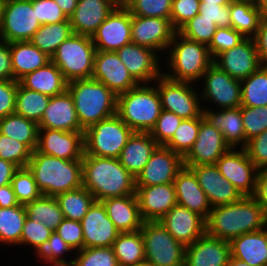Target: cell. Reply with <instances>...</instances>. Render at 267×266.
<instances>
[{"mask_svg": "<svg viewBox=\"0 0 267 266\" xmlns=\"http://www.w3.org/2000/svg\"><path fill=\"white\" fill-rule=\"evenodd\" d=\"M206 223V233L218 239L231 241L240 235L267 227V216L253 196L213 207Z\"/></svg>", "mask_w": 267, "mask_h": 266, "instance_id": "1", "label": "cell"}, {"mask_svg": "<svg viewBox=\"0 0 267 266\" xmlns=\"http://www.w3.org/2000/svg\"><path fill=\"white\" fill-rule=\"evenodd\" d=\"M83 186L96 201L136 195L135 178L117 158L84 154L82 158Z\"/></svg>", "mask_w": 267, "mask_h": 266, "instance_id": "2", "label": "cell"}, {"mask_svg": "<svg viewBox=\"0 0 267 266\" xmlns=\"http://www.w3.org/2000/svg\"><path fill=\"white\" fill-rule=\"evenodd\" d=\"M27 167L42 195L55 197L83 186L82 160H65L35 150Z\"/></svg>", "mask_w": 267, "mask_h": 266, "instance_id": "3", "label": "cell"}, {"mask_svg": "<svg viewBox=\"0 0 267 266\" xmlns=\"http://www.w3.org/2000/svg\"><path fill=\"white\" fill-rule=\"evenodd\" d=\"M76 114L85 130L117 114V96L100 81L90 79L74 80L68 83Z\"/></svg>", "mask_w": 267, "mask_h": 266, "instance_id": "4", "label": "cell"}, {"mask_svg": "<svg viewBox=\"0 0 267 266\" xmlns=\"http://www.w3.org/2000/svg\"><path fill=\"white\" fill-rule=\"evenodd\" d=\"M168 53L165 64L172 72L162 74L174 81L196 83L213 64L207 45L189 40L178 32L174 34L169 44Z\"/></svg>", "mask_w": 267, "mask_h": 266, "instance_id": "5", "label": "cell"}, {"mask_svg": "<svg viewBox=\"0 0 267 266\" xmlns=\"http://www.w3.org/2000/svg\"><path fill=\"white\" fill-rule=\"evenodd\" d=\"M161 111V101L155 84H138L117 96V115L134 132H151Z\"/></svg>", "mask_w": 267, "mask_h": 266, "instance_id": "6", "label": "cell"}, {"mask_svg": "<svg viewBox=\"0 0 267 266\" xmlns=\"http://www.w3.org/2000/svg\"><path fill=\"white\" fill-rule=\"evenodd\" d=\"M96 51L91 36L73 33L58 46L51 61L60 69L68 83L90 79Z\"/></svg>", "mask_w": 267, "mask_h": 266, "instance_id": "7", "label": "cell"}, {"mask_svg": "<svg viewBox=\"0 0 267 266\" xmlns=\"http://www.w3.org/2000/svg\"><path fill=\"white\" fill-rule=\"evenodd\" d=\"M134 131L115 114L84 130V154L119 158Z\"/></svg>", "mask_w": 267, "mask_h": 266, "instance_id": "8", "label": "cell"}, {"mask_svg": "<svg viewBox=\"0 0 267 266\" xmlns=\"http://www.w3.org/2000/svg\"><path fill=\"white\" fill-rule=\"evenodd\" d=\"M142 237L145 262L151 266H184L185 246L178 242L160 223L143 222Z\"/></svg>", "mask_w": 267, "mask_h": 266, "instance_id": "9", "label": "cell"}, {"mask_svg": "<svg viewBox=\"0 0 267 266\" xmlns=\"http://www.w3.org/2000/svg\"><path fill=\"white\" fill-rule=\"evenodd\" d=\"M153 83L157 84L156 87L163 110L173 112L182 119H191L203 115V107L200 105L201 97L195 91L193 83L174 81L164 74Z\"/></svg>", "mask_w": 267, "mask_h": 266, "instance_id": "10", "label": "cell"}, {"mask_svg": "<svg viewBox=\"0 0 267 266\" xmlns=\"http://www.w3.org/2000/svg\"><path fill=\"white\" fill-rule=\"evenodd\" d=\"M32 0H9L5 2L0 25V39L8 43L29 41L40 28Z\"/></svg>", "mask_w": 267, "mask_h": 266, "instance_id": "11", "label": "cell"}, {"mask_svg": "<svg viewBox=\"0 0 267 266\" xmlns=\"http://www.w3.org/2000/svg\"><path fill=\"white\" fill-rule=\"evenodd\" d=\"M215 166L242 196L254 195L258 169L245 149L230 148L215 163Z\"/></svg>", "mask_w": 267, "mask_h": 266, "instance_id": "12", "label": "cell"}, {"mask_svg": "<svg viewBox=\"0 0 267 266\" xmlns=\"http://www.w3.org/2000/svg\"><path fill=\"white\" fill-rule=\"evenodd\" d=\"M201 101H212L217 109L241 106V82L232 78L214 63L203 74ZM220 107V108H219Z\"/></svg>", "mask_w": 267, "mask_h": 266, "instance_id": "13", "label": "cell"}, {"mask_svg": "<svg viewBox=\"0 0 267 266\" xmlns=\"http://www.w3.org/2000/svg\"><path fill=\"white\" fill-rule=\"evenodd\" d=\"M97 51H117L131 40V12L117 5L92 35Z\"/></svg>", "mask_w": 267, "mask_h": 266, "instance_id": "14", "label": "cell"}, {"mask_svg": "<svg viewBox=\"0 0 267 266\" xmlns=\"http://www.w3.org/2000/svg\"><path fill=\"white\" fill-rule=\"evenodd\" d=\"M184 167L183 158L166 146L158 145L148 163L135 178L136 187L173 183Z\"/></svg>", "mask_w": 267, "mask_h": 266, "instance_id": "15", "label": "cell"}, {"mask_svg": "<svg viewBox=\"0 0 267 266\" xmlns=\"http://www.w3.org/2000/svg\"><path fill=\"white\" fill-rule=\"evenodd\" d=\"M176 32L170 19L131 15L132 42L155 52L168 51L169 44Z\"/></svg>", "mask_w": 267, "mask_h": 266, "instance_id": "16", "label": "cell"}, {"mask_svg": "<svg viewBox=\"0 0 267 266\" xmlns=\"http://www.w3.org/2000/svg\"><path fill=\"white\" fill-rule=\"evenodd\" d=\"M128 72L138 84H153L163 71L157 53L133 42L116 51ZM161 68V69H160Z\"/></svg>", "mask_w": 267, "mask_h": 266, "instance_id": "17", "label": "cell"}, {"mask_svg": "<svg viewBox=\"0 0 267 266\" xmlns=\"http://www.w3.org/2000/svg\"><path fill=\"white\" fill-rule=\"evenodd\" d=\"M92 79L106 85L116 96L138 85L115 51H96Z\"/></svg>", "mask_w": 267, "mask_h": 266, "instance_id": "18", "label": "cell"}, {"mask_svg": "<svg viewBox=\"0 0 267 266\" xmlns=\"http://www.w3.org/2000/svg\"><path fill=\"white\" fill-rule=\"evenodd\" d=\"M213 63L240 81L262 66L253 38H245L237 46L220 53Z\"/></svg>", "mask_w": 267, "mask_h": 266, "instance_id": "19", "label": "cell"}, {"mask_svg": "<svg viewBox=\"0 0 267 266\" xmlns=\"http://www.w3.org/2000/svg\"><path fill=\"white\" fill-rule=\"evenodd\" d=\"M229 149L223 134L204 118L196 141L183 158V164L184 166L214 165Z\"/></svg>", "mask_w": 267, "mask_h": 266, "instance_id": "20", "label": "cell"}, {"mask_svg": "<svg viewBox=\"0 0 267 266\" xmlns=\"http://www.w3.org/2000/svg\"><path fill=\"white\" fill-rule=\"evenodd\" d=\"M36 150L42 154L65 160H82L84 132L39 129Z\"/></svg>", "mask_w": 267, "mask_h": 266, "instance_id": "21", "label": "cell"}, {"mask_svg": "<svg viewBox=\"0 0 267 266\" xmlns=\"http://www.w3.org/2000/svg\"><path fill=\"white\" fill-rule=\"evenodd\" d=\"M83 231L84 248L112 247L120 231L107 216L102 202L95 201L80 221Z\"/></svg>", "mask_w": 267, "mask_h": 266, "instance_id": "22", "label": "cell"}, {"mask_svg": "<svg viewBox=\"0 0 267 266\" xmlns=\"http://www.w3.org/2000/svg\"><path fill=\"white\" fill-rule=\"evenodd\" d=\"M185 167L190 168L197 176L212 208L236 202L243 197L233 184L222 176L215 164Z\"/></svg>", "mask_w": 267, "mask_h": 266, "instance_id": "23", "label": "cell"}, {"mask_svg": "<svg viewBox=\"0 0 267 266\" xmlns=\"http://www.w3.org/2000/svg\"><path fill=\"white\" fill-rule=\"evenodd\" d=\"M159 221L185 247L194 243L206 232L205 220L197 213L178 204Z\"/></svg>", "mask_w": 267, "mask_h": 266, "instance_id": "24", "label": "cell"}, {"mask_svg": "<svg viewBox=\"0 0 267 266\" xmlns=\"http://www.w3.org/2000/svg\"><path fill=\"white\" fill-rule=\"evenodd\" d=\"M230 257V241L215 238L205 232L185 247L184 266H227Z\"/></svg>", "mask_w": 267, "mask_h": 266, "instance_id": "25", "label": "cell"}, {"mask_svg": "<svg viewBox=\"0 0 267 266\" xmlns=\"http://www.w3.org/2000/svg\"><path fill=\"white\" fill-rule=\"evenodd\" d=\"M143 221H159L177 204L173 183L136 187Z\"/></svg>", "mask_w": 267, "mask_h": 266, "instance_id": "26", "label": "cell"}, {"mask_svg": "<svg viewBox=\"0 0 267 266\" xmlns=\"http://www.w3.org/2000/svg\"><path fill=\"white\" fill-rule=\"evenodd\" d=\"M38 127L39 129L84 132L77 118L73 98L68 90L50 97L49 104L44 110Z\"/></svg>", "mask_w": 267, "mask_h": 266, "instance_id": "27", "label": "cell"}, {"mask_svg": "<svg viewBox=\"0 0 267 266\" xmlns=\"http://www.w3.org/2000/svg\"><path fill=\"white\" fill-rule=\"evenodd\" d=\"M118 5V0H78L69 17L74 34L91 36Z\"/></svg>", "mask_w": 267, "mask_h": 266, "instance_id": "28", "label": "cell"}, {"mask_svg": "<svg viewBox=\"0 0 267 266\" xmlns=\"http://www.w3.org/2000/svg\"><path fill=\"white\" fill-rule=\"evenodd\" d=\"M173 184L177 204L197 213L206 221L212 207L194 172L184 166L177 173Z\"/></svg>", "mask_w": 267, "mask_h": 266, "instance_id": "29", "label": "cell"}, {"mask_svg": "<svg viewBox=\"0 0 267 266\" xmlns=\"http://www.w3.org/2000/svg\"><path fill=\"white\" fill-rule=\"evenodd\" d=\"M203 108L204 118L223 134L226 144L232 148L245 149L248 141L242 122L241 106L235 108L217 109ZM217 111V112H216ZM241 143V144H240Z\"/></svg>", "mask_w": 267, "mask_h": 266, "instance_id": "30", "label": "cell"}, {"mask_svg": "<svg viewBox=\"0 0 267 266\" xmlns=\"http://www.w3.org/2000/svg\"><path fill=\"white\" fill-rule=\"evenodd\" d=\"M101 202L106 208L107 216L120 233L136 232L142 228L144 221L136 195L108 198Z\"/></svg>", "mask_w": 267, "mask_h": 266, "instance_id": "31", "label": "cell"}, {"mask_svg": "<svg viewBox=\"0 0 267 266\" xmlns=\"http://www.w3.org/2000/svg\"><path fill=\"white\" fill-rule=\"evenodd\" d=\"M157 146L150 132H133L118 159L121 165L136 178Z\"/></svg>", "mask_w": 267, "mask_h": 266, "instance_id": "32", "label": "cell"}, {"mask_svg": "<svg viewBox=\"0 0 267 266\" xmlns=\"http://www.w3.org/2000/svg\"><path fill=\"white\" fill-rule=\"evenodd\" d=\"M231 256L251 266H267V227L230 241Z\"/></svg>", "mask_w": 267, "mask_h": 266, "instance_id": "33", "label": "cell"}, {"mask_svg": "<svg viewBox=\"0 0 267 266\" xmlns=\"http://www.w3.org/2000/svg\"><path fill=\"white\" fill-rule=\"evenodd\" d=\"M26 89L53 97L67 90L68 82L62 75L60 69L52 62L44 67L26 74L19 80Z\"/></svg>", "mask_w": 267, "mask_h": 266, "instance_id": "34", "label": "cell"}, {"mask_svg": "<svg viewBox=\"0 0 267 266\" xmlns=\"http://www.w3.org/2000/svg\"><path fill=\"white\" fill-rule=\"evenodd\" d=\"M13 80L19 81L26 74L44 67L51 58L41 52L30 41L10 43Z\"/></svg>", "mask_w": 267, "mask_h": 266, "instance_id": "35", "label": "cell"}, {"mask_svg": "<svg viewBox=\"0 0 267 266\" xmlns=\"http://www.w3.org/2000/svg\"><path fill=\"white\" fill-rule=\"evenodd\" d=\"M231 27L245 38H254L258 31L261 14L255 0H233L230 3Z\"/></svg>", "mask_w": 267, "mask_h": 266, "instance_id": "36", "label": "cell"}, {"mask_svg": "<svg viewBox=\"0 0 267 266\" xmlns=\"http://www.w3.org/2000/svg\"><path fill=\"white\" fill-rule=\"evenodd\" d=\"M119 266H135L145 262L141 230L120 233L112 246Z\"/></svg>", "mask_w": 267, "mask_h": 266, "instance_id": "37", "label": "cell"}, {"mask_svg": "<svg viewBox=\"0 0 267 266\" xmlns=\"http://www.w3.org/2000/svg\"><path fill=\"white\" fill-rule=\"evenodd\" d=\"M38 132L39 127L36 122L16 113L0 119V133L25 144L32 152L37 147Z\"/></svg>", "mask_w": 267, "mask_h": 266, "instance_id": "38", "label": "cell"}, {"mask_svg": "<svg viewBox=\"0 0 267 266\" xmlns=\"http://www.w3.org/2000/svg\"><path fill=\"white\" fill-rule=\"evenodd\" d=\"M72 34L73 30L68 19L59 23L41 25L29 41L51 58L58 46Z\"/></svg>", "mask_w": 267, "mask_h": 266, "instance_id": "39", "label": "cell"}, {"mask_svg": "<svg viewBox=\"0 0 267 266\" xmlns=\"http://www.w3.org/2000/svg\"><path fill=\"white\" fill-rule=\"evenodd\" d=\"M24 206L28 218L41 222L52 231H56L64 219L63 212L54 196L41 195Z\"/></svg>", "mask_w": 267, "mask_h": 266, "instance_id": "40", "label": "cell"}, {"mask_svg": "<svg viewBox=\"0 0 267 266\" xmlns=\"http://www.w3.org/2000/svg\"><path fill=\"white\" fill-rule=\"evenodd\" d=\"M55 198L63 212L64 218L75 221H81L96 201L94 196L84 186L60 193Z\"/></svg>", "mask_w": 267, "mask_h": 266, "instance_id": "41", "label": "cell"}, {"mask_svg": "<svg viewBox=\"0 0 267 266\" xmlns=\"http://www.w3.org/2000/svg\"><path fill=\"white\" fill-rule=\"evenodd\" d=\"M50 96L24 88L18 81L15 113L39 124Z\"/></svg>", "mask_w": 267, "mask_h": 266, "instance_id": "42", "label": "cell"}, {"mask_svg": "<svg viewBox=\"0 0 267 266\" xmlns=\"http://www.w3.org/2000/svg\"><path fill=\"white\" fill-rule=\"evenodd\" d=\"M26 217V209L22 204L0 208L1 244L19 245Z\"/></svg>", "mask_w": 267, "mask_h": 266, "instance_id": "43", "label": "cell"}, {"mask_svg": "<svg viewBox=\"0 0 267 266\" xmlns=\"http://www.w3.org/2000/svg\"><path fill=\"white\" fill-rule=\"evenodd\" d=\"M241 82V106H267V68L261 66Z\"/></svg>", "mask_w": 267, "mask_h": 266, "instance_id": "44", "label": "cell"}, {"mask_svg": "<svg viewBox=\"0 0 267 266\" xmlns=\"http://www.w3.org/2000/svg\"><path fill=\"white\" fill-rule=\"evenodd\" d=\"M203 119V115L191 119H182L172 139L165 146L184 158L197 139L200 124Z\"/></svg>", "mask_w": 267, "mask_h": 266, "instance_id": "45", "label": "cell"}, {"mask_svg": "<svg viewBox=\"0 0 267 266\" xmlns=\"http://www.w3.org/2000/svg\"><path fill=\"white\" fill-rule=\"evenodd\" d=\"M11 185L18 202L22 205L33 202L42 195L28 167L18 168L15 171Z\"/></svg>", "mask_w": 267, "mask_h": 266, "instance_id": "46", "label": "cell"}, {"mask_svg": "<svg viewBox=\"0 0 267 266\" xmlns=\"http://www.w3.org/2000/svg\"><path fill=\"white\" fill-rule=\"evenodd\" d=\"M217 30V25L212 20L201 18L200 14L195 15L185 23L177 32L185 38L209 45L213 35Z\"/></svg>", "mask_w": 267, "mask_h": 266, "instance_id": "47", "label": "cell"}, {"mask_svg": "<svg viewBox=\"0 0 267 266\" xmlns=\"http://www.w3.org/2000/svg\"><path fill=\"white\" fill-rule=\"evenodd\" d=\"M76 266H119L112 247H90L73 251Z\"/></svg>", "mask_w": 267, "mask_h": 266, "instance_id": "48", "label": "cell"}, {"mask_svg": "<svg viewBox=\"0 0 267 266\" xmlns=\"http://www.w3.org/2000/svg\"><path fill=\"white\" fill-rule=\"evenodd\" d=\"M32 151L23 143L0 133V158L15 164L18 168L27 167Z\"/></svg>", "mask_w": 267, "mask_h": 266, "instance_id": "49", "label": "cell"}, {"mask_svg": "<svg viewBox=\"0 0 267 266\" xmlns=\"http://www.w3.org/2000/svg\"><path fill=\"white\" fill-rule=\"evenodd\" d=\"M126 7L134 16L170 19L172 0H132Z\"/></svg>", "mask_w": 267, "mask_h": 266, "instance_id": "50", "label": "cell"}, {"mask_svg": "<svg viewBox=\"0 0 267 266\" xmlns=\"http://www.w3.org/2000/svg\"><path fill=\"white\" fill-rule=\"evenodd\" d=\"M241 114L247 141L267 130V106H241Z\"/></svg>", "mask_w": 267, "mask_h": 266, "instance_id": "51", "label": "cell"}, {"mask_svg": "<svg viewBox=\"0 0 267 266\" xmlns=\"http://www.w3.org/2000/svg\"><path fill=\"white\" fill-rule=\"evenodd\" d=\"M181 121L182 118L178 115L162 109L150 134L158 145L165 146L172 139Z\"/></svg>", "mask_w": 267, "mask_h": 266, "instance_id": "52", "label": "cell"}, {"mask_svg": "<svg viewBox=\"0 0 267 266\" xmlns=\"http://www.w3.org/2000/svg\"><path fill=\"white\" fill-rule=\"evenodd\" d=\"M72 251L73 249L58 235L56 231H53L50 238L34 250L35 255H37L36 257H39L38 259L43 262L65 260L63 256Z\"/></svg>", "mask_w": 267, "mask_h": 266, "instance_id": "53", "label": "cell"}, {"mask_svg": "<svg viewBox=\"0 0 267 266\" xmlns=\"http://www.w3.org/2000/svg\"><path fill=\"white\" fill-rule=\"evenodd\" d=\"M245 37L234 28H217L208 45L213 60L222 52L237 46Z\"/></svg>", "mask_w": 267, "mask_h": 266, "instance_id": "54", "label": "cell"}, {"mask_svg": "<svg viewBox=\"0 0 267 266\" xmlns=\"http://www.w3.org/2000/svg\"><path fill=\"white\" fill-rule=\"evenodd\" d=\"M200 3V0H172L170 21L176 31L199 14Z\"/></svg>", "mask_w": 267, "mask_h": 266, "instance_id": "55", "label": "cell"}, {"mask_svg": "<svg viewBox=\"0 0 267 266\" xmlns=\"http://www.w3.org/2000/svg\"><path fill=\"white\" fill-rule=\"evenodd\" d=\"M53 231L47 228L41 222H35L32 219L26 217L24 226L22 229L20 245H29L37 249L42 243L50 238Z\"/></svg>", "mask_w": 267, "mask_h": 266, "instance_id": "56", "label": "cell"}, {"mask_svg": "<svg viewBox=\"0 0 267 266\" xmlns=\"http://www.w3.org/2000/svg\"><path fill=\"white\" fill-rule=\"evenodd\" d=\"M32 6L41 25L59 23L69 19L54 0H32Z\"/></svg>", "mask_w": 267, "mask_h": 266, "instance_id": "57", "label": "cell"}, {"mask_svg": "<svg viewBox=\"0 0 267 266\" xmlns=\"http://www.w3.org/2000/svg\"><path fill=\"white\" fill-rule=\"evenodd\" d=\"M58 235L76 251L84 248L83 231L80 221L64 218L56 229Z\"/></svg>", "mask_w": 267, "mask_h": 266, "instance_id": "58", "label": "cell"}, {"mask_svg": "<svg viewBox=\"0 0 267 266\" xmlns=\"http://www.w3.org/2000/svg\"><path fill=\"white\" fill-rule=\"evenodd\" d=\"M199 14L201 18L212 20L217 28H230V4H207L200 3Z\"/></svg>", "mask_w": 267, "mask_h": 266, "instance_id": "59", "label": "cell"}, {"mask_svg": "<svg viewBox=\"0 0 267 266\" xmlns=\"http://www.w3.org/2000/svg\"><path fill=\"white\" fill-rule=\"evenodd\" d=\"M245 150L258 170L267 168V130L251 138Z\"/></svg>", "mask_w": 267, "mask_h": 266, "instance_id": "60", "label": "cell"}, {"mask_svg": "<svg viewBox=\"0 0 267 266\" xmlns=\"http://www.w3.org/2000/svg\"><path fill=\"white\" fill-rule=\"evenodd\" d=\"M18 81L0 80V119L15 113Z\"/></svg>", "mask_w": 267, "mask_h": 266, "instance_id": "61", "label": "cell"}, {"mask_svg": "<svg viewBox=\"0 0 267 266\" xmlns=\"http://www.w3.org/2000/svg\"><path fill=\"white\" fill-rule=\"evenodd\" d=\"M0 80H13L10 43L0 39Z\"/></svg>", "mask_w": 267, "mask_h": 266, "instance_id": "62", "label": "cell"}, {"mask_svg": "<svg viewBox=\"0 0 267 266\" xmlns=\"http://www.w3.org/2000/svg\"><path fill=\"white\" fill-rule=\"evenodd\" d=\"M263 67L267 68V19L262 18L256 36L253 38Z\"/></svg>", "mask_w": 267, "mask_h": 266, "instance_id": "63", "label": "cell"}, {"mask_svg": "<svg viewBox=\"0 0 267 266\" xmlns=\"http://www.w3.org/2000/svg\"><path fill=\"white\" fill-rule=\"evenodd\" d=\"M253 197L260 204L267 216V168L258 170L256 178V190Z\"/></svg>", "mask_w": 267, "mask_h": 266, "instance_id": "64", "label": "cell"}, {"mask_svg": "<svg viewBox=\"0 0 267 266\" xmlns=\"http://www.w3.org/2000/svg\"><path fill=\"white\" fill-rule=\"evenodd\" d=\"M18 167L10 161L0 158V187L11 184L12 177Z\"/></svg>", "mask_w": 267, "mask_h": 266, "instance_id": "65", "label": "cell"}, {"mask_svg": "<svg viewBox=\"0 0 267 266\" xmlns=\"http://www.w3.org/2000/svg\"><path fill=\"white\" fill-rule=\"evenodd\" d=\"M20 205L13 191L12 185L0 187V208Z\"/></svg>", "mask_w": 267, "mask_h": 266, "instance_id": "66", "label": "cell"}, {"mask_svg": "<svg viewBox=\"0 0 267 266\" xmlns=\"http://www.w3.org/2000/svg\"><path fill=\"white\" fill-rule=\"evenodd\" d=\"M61 10L64 12V14L69 18L76 9V6L78 4V0H54Z\"/></svg>", "mask_w": 267, "mask_h": 266, "instance_id": "67", "label": "cell"}, {"mask_svg": "<svg viewBox=\"0 0 267 266\" xmlns=\"http://www.w3.org/2000/svg\"><path fill=\"white\" fill-rule=\"evenodd\" d=\"M45 264H50V266H76L75 259H71L70 261L65 260H53V261H44ZM52 263V264H51Z\"/></svg>", "mask_w": 267, "mask_h": 266, "instance_id": "68", "label": "cell"}, {"mask_svg": "<svg viewBox=\"0 0 267 266\" xmlns=\"http://www.w3.org/2000/svg\"><path fill=\"white\" fill-rule=\"evenodd\" d=\"M262 18L267 19V0H256Z\"/></svg>", "mask_w": 267, "mask_h": 266, "instance_id": "69", "label": "cell"}, {"mask_svg": "<svg viewBox=\"0 0 267 266\" xmlns=\"http://www.w3.org/2000/svg\"><path fill=\"white\" fill-rule=\"evenodd\" d=\"M227 266H251V265H249L246 262L241 261V260L236 259V258H234V257L231 256L229 258V261H228Z\"/></svg>", "mask_w": 267, "mask_h": 266, "instance_id": "70", "label": "cell"}, {"mask_svg": "<svg viewBox=\"0 0 267 266\" xmlns=\"http://www.w3.org/2000/svg\"><path fill=\"white\" fill-rule=\"evenodd\" d=\"M233 0H200L201 3L207 4H230Z\"/></svg>", "mask_w": 267, "mask_h": 266, "instance_id": "71", "label": "cell"}, {"mask_svg": "<svg viewBox=\"0 0 267 266\" xmlns=\"http://www.w3.org/2000/svg\"><path fill=\"white\" fill-rule=\"evenodd\" d=\"M4 5H5V1L0 0V25H1L2 17H3V12H4Z\"/></svg>", "mask_w": 267, "mask_h": 266, "instance_id": "72", "label": "cell"}, {"mask_svg": "<svg viewBox=\"0 0 267 266\" xmlns=\"http://www.w3.org/2000/svg\"><path fill=\"white\" fill-rule=\"evenodd\" d=\"M132 0H118V4L122 6H127Z\"/></svg>", "mask_w": 267, "mask_h": 266, "instance_id": "73", "label": "cell"}, {"mask_svg": "<svg viewBox=\"0 0 267 266\" xmlns=\"http://www.w3.org/2000/svg\"><path fill=\"white\" fill-rule=\"evenodd\" d=\"M135 266H151V265H150V264H148V263H146V262H144V263H142V264L135 265Z\"/></svg>", "mask_w": 267, "mask_h": 266, "instance_id": "74", "label": "cell"}]
</instances>
